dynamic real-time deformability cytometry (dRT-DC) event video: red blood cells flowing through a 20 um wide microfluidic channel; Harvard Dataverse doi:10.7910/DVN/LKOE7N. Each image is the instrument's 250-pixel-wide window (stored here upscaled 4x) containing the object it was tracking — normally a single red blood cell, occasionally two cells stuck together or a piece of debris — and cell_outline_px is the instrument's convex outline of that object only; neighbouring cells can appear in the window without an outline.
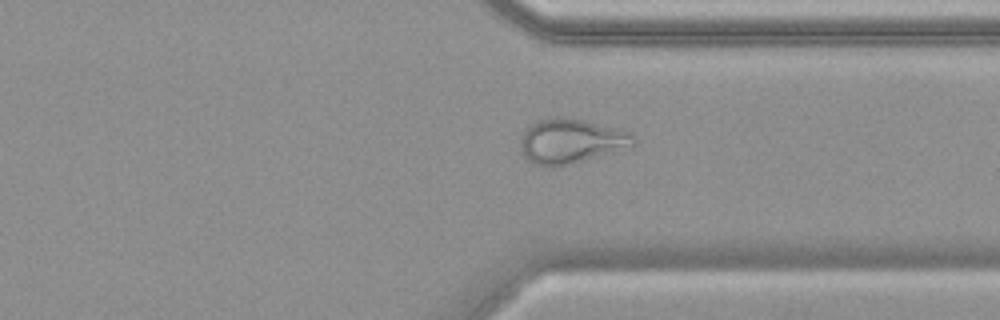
{"species": "common noctule bat (a hibernating species)", "species_latin": "Nyctalus noctula", "temperature_condition": "warm", "stored_images_in_passage": 55, "camera_frame_rate_fps": 3000, "um_per_image_px": 0.085, "animal": {"sex": "female", "body_mass_g": 19.9}, "frame": {"image": 1, "passage_image": 42, "time_ms": 13.667, "image_size_px": [1000, 320], "cell_outline_px": [[636, 144], [572, 164], [556, 168], [552, 168], [532, 164], [520, 152], [520, 140], [524, 132], [536, 120], [556, 116], [572, 116], [632, 132], [636, 140]], "centroid_in_image_um": [48.5, 11.98], "position_along_channel_um": 362.9, "area_um2": 29.94}}
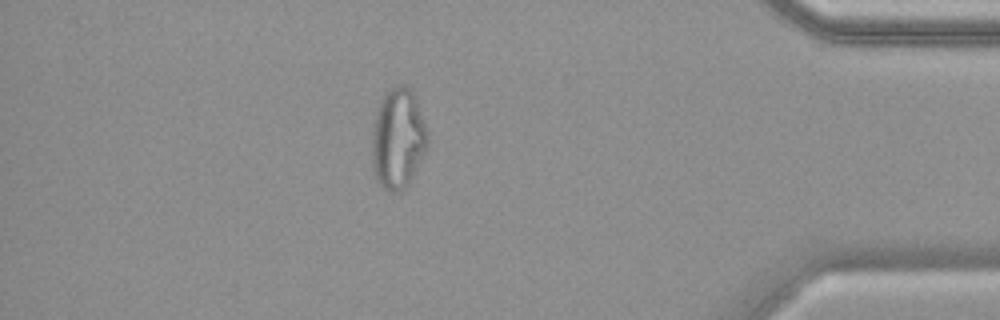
{"frame": {"image": 2, "passage_image": 48, "time_ms": 15.667, "image_size_px": [1000, 320], "cell_outline_px": [[428, 148], [408, 184], [400, 192], [392, 192], [384, 188], [376, 180], [372, 172], [372, 132], [376, 112], [380, 100], [396, 84], [404, 84], [412, 88], [428, 132]], "centroid_in_image_um": [33.83, 11.79], "position_along_channel_um": 401.4, "area_um2": 32.89}}